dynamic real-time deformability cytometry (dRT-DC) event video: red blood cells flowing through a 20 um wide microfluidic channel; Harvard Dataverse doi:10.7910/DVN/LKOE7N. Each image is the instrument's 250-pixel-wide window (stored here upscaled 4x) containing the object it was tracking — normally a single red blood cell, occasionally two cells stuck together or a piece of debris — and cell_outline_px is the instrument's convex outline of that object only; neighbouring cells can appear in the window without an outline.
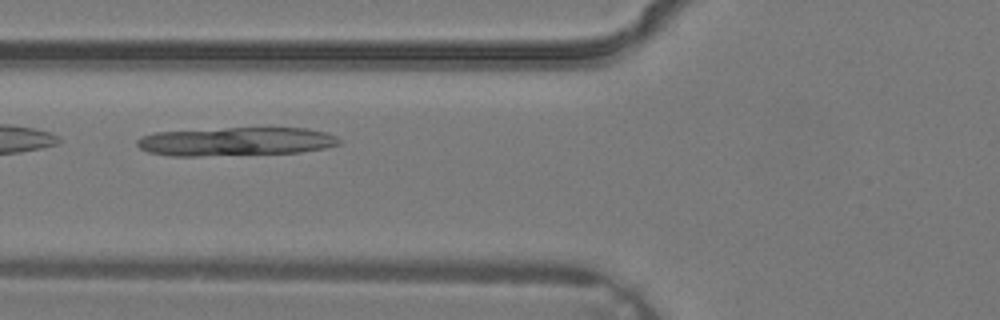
{"species": "common noctule bat (a hibernating species)", "species_latin": "Nyctalus noctula", "temperature_condition": "warm", "stored_images_in_passage": 4, "camera_frame_rate_fps": 3000, "um_per_image_px": 0.085, "animal": {"sex": "male", "body_mass_g": 19.2, "forearm_length_mm": 51.8}, "frame": {"image": 1, "passage_image": 4, "time_ms": 1.0, "image_size_px": [1000, 320], "cell_outline_px": [[340, 144], [324, 148], [300, 152], [200, 156], [168, 156], [148, 152], [140, 148], [136, 144], [136, 140], [140, 136], [156, 132], [224, 128], [308, 128], [328, 132], [336, 136], [340, 140]], "centroid_in_image_um": [20.03, 12.03], "position_along_channel_um": 105.8, "area_um2": 33.81}}